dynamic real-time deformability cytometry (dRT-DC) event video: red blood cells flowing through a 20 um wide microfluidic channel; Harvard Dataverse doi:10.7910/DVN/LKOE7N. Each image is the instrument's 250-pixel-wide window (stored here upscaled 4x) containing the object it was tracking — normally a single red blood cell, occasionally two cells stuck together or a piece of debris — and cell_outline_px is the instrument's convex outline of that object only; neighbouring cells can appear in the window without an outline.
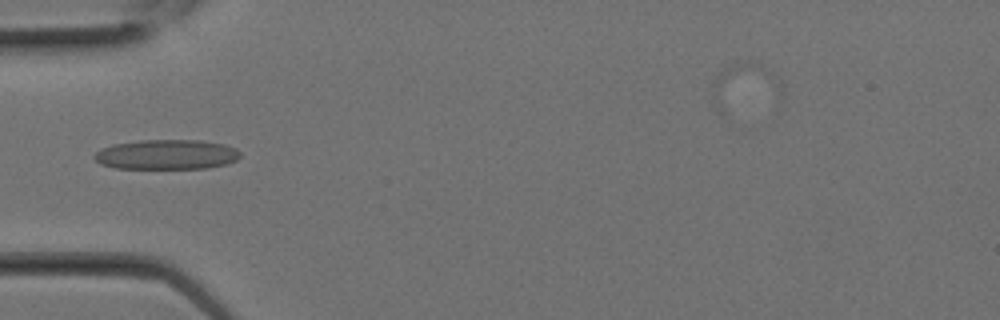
{"species": "Egyptian fruit bat (a non-hibernating species)", "species_latin": "Rousettus aegyptiacus", "temperature_condition": "room temperature", "stored_images_in_passage": 6, "camera_frame_rate_fps": 3000, "um_per_image_px": 0.085, "animal": {"sex": "female"}, "frame": {"image": 1, "passage_image": 5, "time_ms": 1.333, "image_size_px": [1000, 320], "cell_outline_px": [[240, 156], [236, 160], [228, 164], [208, 168], [116, 168], [100, 164], [92, 156], [100, 148], [112, 144], [140, 140], [200, 140], [224, 144], [236, 148], [240, 152]], "centroid_in_image_um": [14.15, 13.13], "position_along_channel_um": 70.8, "area_um2": 25.55}}